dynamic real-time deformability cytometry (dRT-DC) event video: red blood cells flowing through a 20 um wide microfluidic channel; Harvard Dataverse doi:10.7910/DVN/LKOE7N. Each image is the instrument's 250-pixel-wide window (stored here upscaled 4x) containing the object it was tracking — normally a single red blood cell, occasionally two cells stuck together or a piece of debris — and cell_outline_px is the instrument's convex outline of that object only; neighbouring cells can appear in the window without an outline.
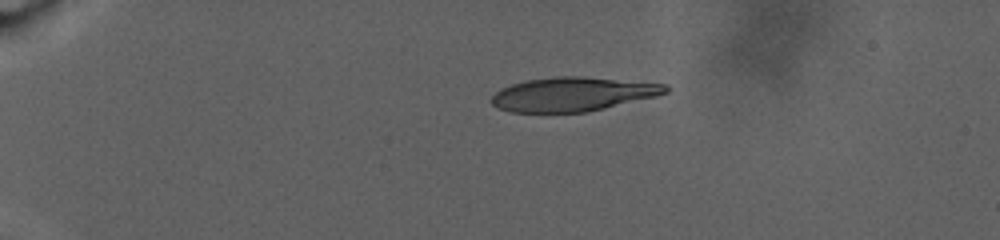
{"species": "human", "species_latin": "Homo sapiens", "temperature_condition": "warm", "stored_images_in_passage": 67, "camera_frame_rate_fps": 3000, "um_per_image_px": 0.085, "donor": {"sex": "male"}, "frame": {"image": 1, "passage_image": 1, "time_ms": 0.0, "image_size_px": [1000, 240], "cell_outline_px": [[668, 92], [656, 96], [604, 108], [584, 112], [512, 112], [496, 108], [492, 104], [492, 96], [496, 92], [512, 84], [528, 80], [556, 76], [580, 76], [668, 84]], "centroid_in_image_um": [48.69, 8.0], "position_along_channel_um": 36.3, "area_um2": 34.22}}
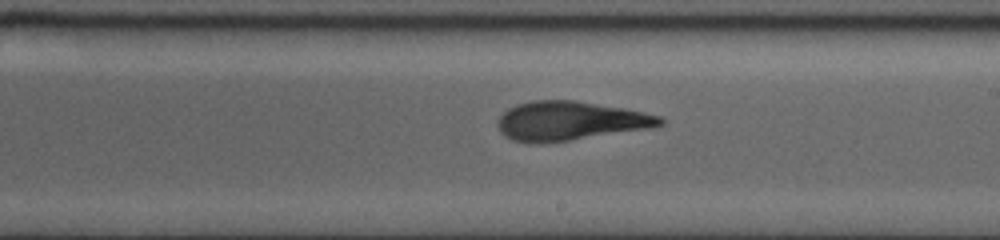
{"frame": {"image": 2, "passage_image": 37, "time_ms": 12.0, "image_size_px": [1000, 240], "cell_outline_px": [[664, 124], [648, 128], [544, 144], [532, 144], [512, 140], [504, 136], [500, 132], [496, 124], [496, 120], [508, 108], [516, 104], [532, 100], [576, 100], [624, 108], [660, 116], [664, 120]], "centroid_in_image_um": [48.37, 10.28], "position_along_channel_um": 240.6, "area_um2": 37.11}}
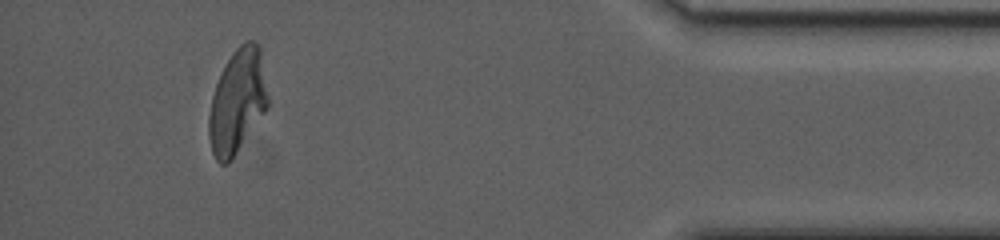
{"frame": {"image": 3, "passage_image": 64, "time_ms": 21.0, "image_size_px": [1000, 240], "cell_outline_px": [[268, 108], [228, 164], [220, 164], [216, 160], [212, 152], [208, 136], [208, 116], [212, 96], [216, 84], [232, 52], [240, 44], [248, 40], [256, 40], [260, 48], [268, 96]], "centroid_in_image_um": [20.17, 8.63], "position_along_channel_um": 415.0, "area_um2": 35.66}, "authors_computed_cell_mechanics": {"area_um2": 36.2406, "velocity_mm_per_s": 2.4127, "shape_relaxation_time_tau1_ms": null, "shape_relaxation_time_tau2_ms": 2.9289, "deformation_change_tau1": null, "deformation_change_tau2": 0.1124}}